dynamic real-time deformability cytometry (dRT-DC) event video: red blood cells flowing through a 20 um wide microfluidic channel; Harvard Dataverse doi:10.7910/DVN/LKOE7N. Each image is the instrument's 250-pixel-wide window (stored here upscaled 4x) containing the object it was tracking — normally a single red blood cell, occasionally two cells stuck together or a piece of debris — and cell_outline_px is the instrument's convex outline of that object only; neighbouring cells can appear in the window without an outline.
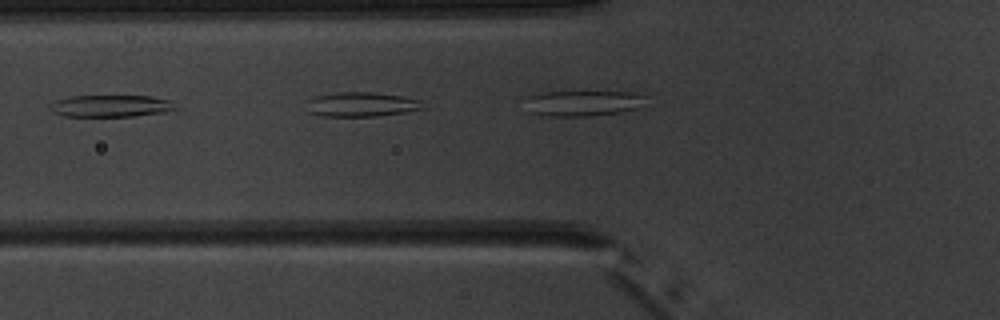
{"species": "common noctule bat (a hibernating species)", "species_latin": "Nyctalus noctula", "temperature_condition": "warm", "stored_images_in_passage": 8, "camera_frame_rate_fps": 3000, "um_per_image_px": 0.085, "animal": {"sex": "male", "body_mass_g": 20.1, "forearm_length_mm": 53.5}, "frame": {"image": 1, "passage_image": 7, "time_ms": 7.667, "image_size_px": [1000, 320], "cell_outline_px": [[176, 108], [160, 112], [132, 116], [64, 116], [52, 112], [48, 108], [48, 104], [56, 100], [72, 96], [152, 96], [172, 100]], "centroid_in_image_um": [9.35, 9.0], "position_along_channel_um": 116.4, "area_um2": 15.95}}